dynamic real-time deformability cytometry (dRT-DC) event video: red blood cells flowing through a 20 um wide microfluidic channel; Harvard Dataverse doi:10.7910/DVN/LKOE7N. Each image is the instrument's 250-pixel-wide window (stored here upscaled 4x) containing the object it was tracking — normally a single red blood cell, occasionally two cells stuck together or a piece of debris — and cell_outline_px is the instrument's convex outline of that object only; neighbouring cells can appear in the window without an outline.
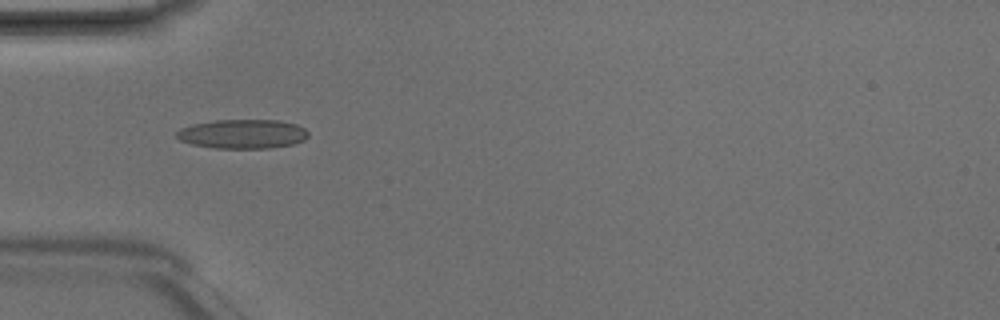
{"species": "Egyptian fruit bat (a non-hibernating species)", "species_latin": "Rousettus aegyptiacus", "temperature_condition": "room temperature", "stored_images_in_passage": 4, "camera_frame_rate_fps": 3000, "um_per_image_px": 0.085, "animal": {"sex": "male"}, "frame": {"image": 1, "passage_image": 3, "time_ms": 0.667, "image_size_px": [1000, 320], "cell_outline_px": [[308, 136], [304, 140], [292, 144], [268, 148], [216, 148], [192, 144], [180, 140], [176, 136], [176, 132], [180, 128], [192, 124], [216, 120], [276, 120], [296, 124], [304, 128], [308, 132]], "centroid_in_image_um": [20.61, 11.38], "position_along_channel_um": 64.4, "area_um2": 22.31}}